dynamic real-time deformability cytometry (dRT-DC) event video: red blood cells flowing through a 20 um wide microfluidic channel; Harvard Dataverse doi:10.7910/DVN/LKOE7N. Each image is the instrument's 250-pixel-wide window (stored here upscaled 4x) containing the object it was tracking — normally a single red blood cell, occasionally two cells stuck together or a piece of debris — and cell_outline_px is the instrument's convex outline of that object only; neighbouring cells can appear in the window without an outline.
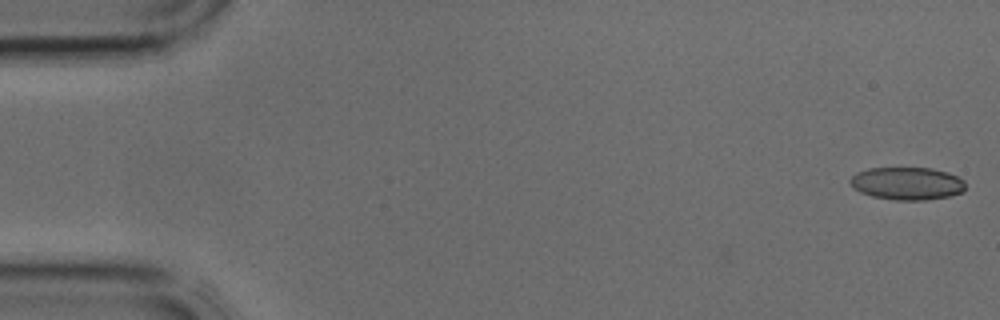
{"species": "common noctule bat (a hibernating species)", "species_latin": "Nyctalus noctula", "temperature_condition": "cold", "stored_images_in_passage": 4, "camera_frame_rate_fps": 3000, "um_per_image_px": 0.085, "animal": {"sex": "male", "body_mass_g": 17.9, "forearm_length_mm": 54.2}, "frame": {"image": 1, "passage_image": 1, "time_ms": 0.0, "image_size_px": [1000, 320], "cell_outline_px": [[964, 192], [948, 196], [924, 200], [896, 200], [872, 196], [860, 192], [848, 180], [856, 172], [868, 168], [932, 168], [948, 172], [964, 180]], "centroid_in_image_um": [77.11, 15.59], "position_along_channel_um": 7.9, "area_um2": 21.91}}